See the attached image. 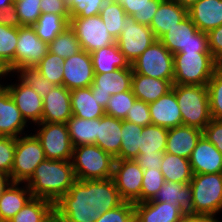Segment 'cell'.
Returning a JSON list of instances; mask_svg holds the SVG:
<instances>
[{
    "instance_id": "ba28073f",
    "label": "cell",
    "mask_w": 222,
    "mask_h": 222,
    "mask_svg": "<svg viewBox=\"0 0 222 222\" xmlns=\"http://www.w3.org/2000/svg\"><path fill=\"white\" fill-rule=\"evenodd\" d=\"M44 150L34 134L27 133L16 138L15 155L10 179L26 183L36 167L45 160Z\"/></svg>"
},
{
    "instance_id": "2e32d148",
    "label": "cell",
    "mask_w": 222,
    "mask_h": 222,
    "mask_svg": "<svg viewBox=\"0 0 222 222\" xmlns=\"http://www.w3.org/2000/svg\"><path fill=\"white\" fill-rule=\"evenodd\" d=\"M62 85L69 91L87 88L93 84L94 68L90 53L85 50L66 58L63 63Z\"/></svg>"
},
{
    "instance_id": "e575fe53",
    "label": "cell",
    "mask_w": 222,
    "mask_h": 222,
    "mask_svg": "<svg viewBox=\"0 0 222 222\" xmlns=\"http://www.w3.org/2000/svg\"><path fill=\"white\" fill-rule=\"evenodd\" d=\"M95 211L100 215L121 205V198L112 178L94 180Z\"/></svg>"
},
{
    "instance_id": "ffe728a7",
    "label": "cell",
    "mask_w": 222,
    "mask_h": 222,
    "mask_svg": "<svg viewBox=\"0 0 222 222\" xmlns=\"http://www.w3.org/2000/svg\"><path fill=\"white\" fill-rule=\"evenodd\" d=\"M27 122L6 87H0V136L17 138L25 135Z\"/></svg>"
},
{
    "instance_id": "91938a15",
    "label": "cell",
    "mask_w": 222,
    "mask_h": 222,
    "mask_svg": "<svg viewBox=\"0 0 222 222\" xmlns=\"http://www.w3.org/2000/svg\"><path fill=\"white\" fill-rule=\"evenodd\" d=\"M179 222H217V218L211 215L185 213Z\"/></svg>"
},
{
    "instance_id": "f546056e",
    "label": "cell",
    "mask_w": 222,
    "mask_h": 222,
    "mask_svg": "<svg viewBox=\"0 0 222 222\" xmlns=\"http://www.w3.org/2000/svg\"><path fill=\"white\" fill-rule=\"evenodd\" d=\"M72 115L82 119L101 118L104 108L93 97L90 87L70 91Z\"/></svg>"
},
{
    "instance_id": "d4e9b609",
    "label": "cell",
    "mask_w": 222,
    "mask_h": 222,
    "mask_svg": "<svg viewBox=\"0 0 222 222\" xmlns=\"http://www.w3.org/2000/svg\"><path fill=\"white\" fill-rule=\"evenodd\" d=\"M152 124L173 128L182 125V116L175 92L170 90L155 102L149 104Z\"/></svg>"
},
{
    "instance_id": "d6986e66",
    "label": "cell",
    "mask_w": 222,
    "mask_h": 222,
    "mask_svg": "<svg viewBox=\"0 0 222 222\" xmlns=\"http://www.w3.org/2000/svg\"><path fill=\"white\" fill-rule=\"evenodd\" d=\"M189 161L193 174L222 172V153L204 135L198 140Z\"/></svg>"
},
{
    "instance_id": "e0dca14e",
    "label": "cell",
    "mask_w": 222,
    "mask_h": 222,
    "mask_svg": "<svg viewBox=\"0 0 222 222\" xmlns=\"http://www.w3.org/2000/svg\"><path fill=\"white\" fill-rule=\"evenodd\" d=\"M16 84H8L5 87L9 91L16 106L26 122L30 120L35 125L41 123L43 113V99L30 86L19 78Z\"/></svg>"
},
{
    "instance_id": "f1b7e54d",
    "label": "cell",
    "mask_w": 222,
    "mask_h": 222,
    "mask_svg": "<svg viewBox=\"0 0 222 222\" xmlns=\"http://www.w3.org/2000/svg\"><path fill=\"white\" fill-rule=\"evenodd\" d=\"M192 196L190 183L165 181L155 197L150 201L178 205L184 212L192 213Z\"/></svg>"
},
{
    "instance_id": "484cf974",
    "label": "cell",
    "mask_w": 222,
    "mask_h": 222,
    "mask_svg": "<svg viewBox=\"0 0 222 222\" xmlns=\"http://www.w3.org/2000/svg\"><path fill=\"white\" fill-rule=\"evenodd\" d=\"M122 120L104 114L98 118L96 144L114 158L119 154L121 147Z\"/></svg>"
},
{
    "instance_id": "9c48e42d",
    "label": "cell",
    "mask_w": 222,
    "mask_h": 222,
    "mask_svg": "<svg viewBox=\"0 0 222 222\" xmlns=\"http://www.w3.org/2000/svg\"><path fill=\"white\" fill-rule=\"evenodd\" d=\"M173 54L157 39L131 63L133 73L147 77L174 79Z\"/></svg>"
},
{
    "instance_id": "603a6c76",
    "label": "cell",
    "mask_w": 222,
    "mask_h": 222,
    "mask_svg": "<svg viewBox=\"0 0 222 222\" xmlns=\"http://www.w3.org/2000/svg\"><path fill=\"white\" fill-rule=\"evenodd\" d=\"M202 135V130L183 124L169 128L165 152L189 159Z\"/></svg>"
},
{
    "instance_id": "4316f807",
    "label": "cell",
    "mask_w": 222,
    "mask_h": 222,
    "mask_svg": "<svg viewBox=\"0 0 222 222\" xmlns=\"http://www.w3.org/2000/svg\"><path fill=\"white\" fill-rule=\"evenodd\" d=\"M173 84L169 80L147 77L133 73L131 89L137 100L148 104L155 102L161 96L172 90Z\"/></svg>"
},
{
    "instance_id": "52a82bcc",
    "label": "cell",
    "mask_w": 222,
    "mask_h": 222,
    "mask_svg": "<svg viewBox=\"0 0 222 222\" xmlns=\"http://www.w3.org/2000/svg\"><path fill=\"white\" fill-rule=\"evenodd\" d=\"M159 40L173 55L210 53L207 33L200 31L189 16L168 30Z\"/></svg>"
},
{
    "instance_id": "5bb4252c",
    "label": "cell",
    "mask_w": 222,
    "mask_h": 222,
    "mask_svg": "<svg viewBox=\"0 0 222 222\" xmlns=\"http://www.w3.org/2000/svg\"><path fill=\"white\" fill-rule=\"evenodd\" d=\"M133 70L118 68L112 72L95 74L93 84L90 86L93 97L104 109L112 95L131 90Z\"/></svg>"
},
{
    "instance_id": "f5cc1de1",
    "label": "cell",
    "mask_w": 222,
    "mask_h": 222,
    "mask_svg": "<svg viewBox=\"0 0 222 222\" xmlns=\"http://www.w3.org/2000/svg\"><path fill=\"white\" fill-rule=\"evenodd\" d=\"M124 120L142 127L152 124L149 104L141 100H136Z\"/></svg>"
},
{
    "instance_id": "9a60e30c",
    "label": "cell",
    "mask_w": 222,
    "mask_h": 222,
    "mask_svg": "<svg viewBox=\"0 0 222 222\" xmlns=\"http://www.w3.org/2000/svg\"><path fill=\"white\" fill-rule=\"evenodd\" d=\"M47 52L48 44L37 36L32 26L19 27L14 72L25 66H36Z\"/></svg>"
},
{
    "instance_id": "1f68e13d",
    "label": "cell",
    "mask_w": 222,
    "mask_h": 222,
    "mask_svg": "<svg viewBox=\"0 0 222 222\" xmlns=\"http://www.w3.org/2000/svg\"><path fill=\"white\" fill-rule=\"evenodd\" d=\"M8 222H55L54 203L32 197Z\"/></svg>"
},
{
    "instance_id": "f35d334b",
    "label": "cell",
    "mask_w": 222,
    "mask_h": 222,
    "mask_svg": "<svg viewBox=\"0 0 222 222\" xmlns=\"http://www.w3.org/2000/svg\"><path fill=\"white\" fill-rule=\"evenodd\" d=\"M70 17H62L52 13L41 14L38 21L32 26L37 36L49 44L59 33L69 26Z\"/></svg>"
},
{
    "instance_id": "ac0fdd59",
    "label": "cell",
    "mask_w": 222,
    "mask_h": 222,
    "mask_svg": "<svg viewBox=\"0 0 222 222\" xmlns=\"http://www.w3.org/2000/svg\"><path fill=\"white\" fill-rule=\"evenodd\" d=\"M71 116L70 91L63 85H55L43 98L41 122L66 124Z\"/></svg>"
},
{
    "instance_id": "83f0119b",
    "label": "cell",
    "mask_w": 222,
    "mask_h": 222,
    "mask_svg": "<svg viewBox=\"0 0 222 222\" xmlns=\"http://www.w3.org/2000/svg\"><path fill=\"white\" fill-rule=\"evenodd\" d=\"M23 183L11 182L0 198V220L8 222L13 218L33 197L29 187ZM25 186V187H24Z\"/></svg>"
},
{
    "instance_id": "9f6ffc18",
    "label": "cell",
    "mask_w": 222,
    "mask_h": 222,
    "mask_svg": "<svg viewBox=\"0 0 222 222\" xmlns=\"http://www.w3.org/2000/svg\"><path fill=\"white\" fill-rule=\"evenodd\" d=\"M41 13H52L62 17H70L67 6L63 0H40Z\"/></svg>"
},
{
    "instance_id": "8992f818",
    "label": "cell",
    "mask_w": 222,
    "mask_h": 222,
    "mask_svg": "<svg viewBox=\"0 0 222 222\" xmlns=\"http://www.w3.org/2000/svg\"><path fill=\"white\" fill-rule=\"evenodd\" d=\"M192 214L214 216L222 211V172L193 174Z\"/></svg>"
},
{
    "instance_id": "94428289",
    "label": "cell",
    "mask_w": 222,
    "mask_h": 222,
    "mask_svg": "<svg viewBox=\"0 0 222 222\" xmlns=\"http://www.w3.org/2000/svg\"><path fill=\"white\" fill-rule=\"evenodd\" d=\"M14 73L9 65L3 58L0 57V79L2 80V77L6 78V75ZM0 87H5V85L0 83Z\"/></svg>"
},
{
    "instance_id": "be15d7a7",
    "label": "cell",
    "mask_w": 222,
    "mask_h": 222,
    "mask_svg": "<svg viewBox=\"0 0 222 222\" xmlns=\"http://www.w3.org/2000/svg\"><path fill=\"white\" fill-rule=\"evenodd\" d=\"M10 5H14V0H0V10Z\"/></svg>"
},
{
    "instance_id": "ab89813d",
    "label": "cell",
    "mask_w": 222,
    "mask_h": 222,
    "mask_svg": "<svg viewBox=\"0 0 222 222\" xmlns=\"http://www.w3.org/2000/svg\"><path fill=\"white\" fill-rule=\"evenodd\" d=\"M48 51L64 59L81 51L79 40L70 25L48 44Z\"/></svg>"
},
{
    "instance_id": "4dcf8cb0",
    "label": "cell",
    "mask_w": 222,
    "mask_h": 222,
    "mask_svg": "<svg viewBox=\"0 0 222 222\" xmlns=\"http://www.w3.org/2000/svg\"><path fill=\"white\" fill-rule=\"evenodd\" d=\"M90 55L94 74L112 72L118 68H129L131 66L116 43L96 49Z\"/></svg>"
},
{
    "instance_id": "bcb514c9",
    "label": "cell",
    "mask_w": 222,
    "mask_h": 222,
    "mask_svg": "<svg viewBox=\"0 0 222 222\" xmlns=\"http://www.w3.org/2000/svg\"><path fill=\"white\" fill-rule=\"evenodd\" d=\"M18 40V28L0 24V57L9 63L14 72V57Z\"/></svg>"
},
{
    "instance_id": "7bdbcfd3",
    "label": "cell",
    "mask_w": 222,
    "mask_h": 222,
    "mask_svg": "<svg viewBox=\"0 0 222 222\" xmlns=\"http://www.w3.org/2000/svg\"><path fill=\"white\" fill-rule=\"evenodd\" d=\"M64 61V58L48 51L35 67L39 70L40 74L51 83L54 85H62Z\"/></svg>"
},
{
    "instance_id": "8fae6325",
    "label": "cell",
    "mask_w": 222,
    "mask_h": 222,
    "mask_svg": "<svg viewBox=\"0 0 222 222\" xmlns=\"http://www.w3.org/2000/svg\"><path fill=\"white\" fill-rule=\"evenodd\" d=\"M69 25L79 40L81 50L88 53L116 43L99 14L88 18H70Z\"/></svg>"
},
{
    "instance_id": "f6af8a7d",
    "label": "cell",
    "mask_w": 222,
    "mask_h": 222,
    "mask_svg": "<svg viewBox=\"0 0 222 222\" xmlns=\"http://www.w3.org/2000/svg\"><path fill=\"white\" fill-rule=\"evenodd\" d=\"M136 100L137 99L133 94L132 89L112 95L104 109L105 114L124 120L129 109H131V106Z\"/></svg>"
},
{
    "instance_id": "6125c7cd",
    "label": "cell",
    "mask_w": 222,
    "mask_h": 222,
    "mask_svg": "<svg viewBox=\"0 0 222 222\" xmlns=\"http://www.w3.org/2000/svg\"><path fill=\"white\" fill-rule=\"evenodd\" d=\"M11 179L8 175L0 173V198L2 197V194L4 190L7 188V186L11 183Z\"/></svg>"
},
{
    "instance_id": "d590c367",
    "label": "cell",
    "mask_w": 222,
    "mask_h": 222,
    "mask_svg": "<svg viewBox=\"0 0 222 222\" xmlns=\"http://www.w3.org/2000/svg\"><path fill=\"white\" fill-rule=\"evenodd\" d=\"M123 7L128 17L136 22L150 26L152 18L162 0H110Z\"/></svg>"
},
{
    "instance_id": "03108f58",
    "label": "cell",
    "mask_w": 222,
    "mask_h": 222,
    "mask_svg": "<svg viewBox=\"0 0 222 222\" xmlns=\"http://www.w3.org/2000/svg\"><path fill=\"white\" fill-rule=\"evenodd\" d=\"M73 0H63V3L68 7Z\"/></svg>"
},
{
    "instance_id": "30bf717a",
    "label": "cell",
    "mask_w": 222,
    "mask_h": 222,
    "mask_svg": "<svg viewBox=\"0 0 222 222\" xmlns=\"http://www.w3.org/2000/svg\"><path fill=\"white\" fill-rule=\"evenodd\" d=\"M34 134L44 150L46 159L71 161L73 146L65 123L41 122Z\"/></svg>"
},
{
    "instance_id": "6da1fadb",
    "label": "cell",
    "mask_w": 222,
    "mask_h": 222,
    "mask_svg": "<svg viewBox=\"0 0 222 222\" xmlns=\"http://www.w3.org/2000/svg\"><path fill=\"white\" fill-rule=\"evenodd\" d=\"M76 181L71 161L45 159L26 182L33 197L47 199L54 204Z\"/></svg>"
},
{
    "instance_id": "ee69618b",
    "label": "cell",
    "mask_w": 222,
    "mask_h": 222,
    "mask_svg": "<svg viewBox=\"0 0 222 222\" xmlns=\"http://www.w3.org/2000/svg\"><path fill=\"white\" fill-rule=\"evenodd\" d=\"M210 114L212 119L222 120V65H220L207 83Z\"/></svg>"
},
{
    "instance_id": "8d00e7d4",
    "label": "cell",
    "mask_w": 222,
    "mask_h": 222,
    "mask_svg": "<svg viewBox=\"0 0 222 222\" xmlns=\"http://www.w3.org/2000/svg\"><path fill=\"white\" fill-rule=\"evenodd\" d=\"M142 130V126L122 120V142L120 152L115 159L130 160L135 159L139 155L140 135Z\"/></svg>"
},
{
    "instance_id": "7402d4cb",
    "label": "cell",
    "mask_w": 222,
    "mask_h": 222,
    "mask_svg": "<svg viewBox=\"0 0 222 222\" xmlns=\"http://www.w3.org/2000/svg\"><path fill=\"white\" fill-rule=\"evenodd\" d=\"M188 16L200 31L208 33L222 25V0H198L188 7Z\"/></svg>"
},
{
    "instance_id": "74e56055",
    "label": "cell",
    "mask_w": 222,
    "mask_h": 222,
    "mask_svg": "<svg viewBox=\"0 0 222 222\" xmlns=\"http://www.w3.org/2000/svg\"><path fill=\"white\" fill-rule=\"evenodd\" d=\"M168 128L149 124L140 135L139 153L158 154L165 152Z\"/></svg>"
},
{
    "instance_id": "816d5d0a",
    "label": "cell",
    "mask_w": 222,
    "mask_h": 222,
    "mask_svg": "<svg viewBox=\"0 0 222 222\" xmlns=\"http://www.w3.org/2000/svg\"><path fill=\"white\" fill-rule=\"evenodd\" d=\"M16 138L0 136V173L10 177L14 155H15Z\"/></svg>"
},
{
    "instance_id": "f907efd6",
    "label": "cell",
    "mask_w": 222,
    "mask_h": 222,
    "mask_svg": "<svg viewBox=\"0 0 222 222\" xmlns=\"http://www.w3.org/2000/svg\"><path fill=\"white\" fill-rule=\"evenodd\" d=\"M95 222H135L134 203L124 201L118 207L101 214Z\"/></svg>"
},
{
    "instance_id": "836d02e7",
    "label": "cell",
    "mask_w": 222,
    "mask_h": 222,
    "mask_svg": "<svg viewBox=\"0 0 222 222\" xmlns=\"http://www.w3.org/2000/svg\"><path fill=\"white\" fill-rule=\"evenodd\" d=\"M66 125L73 147L96 144L98 118L82 119L72 115Z\"/></svg>"
},
{
    "instance_id": "e7e4bbea",
    "label": "cell",
    "mask_w": 222,
    "mask_h": 222,
    "mask_svg": "<svg viewBox=\"0 0 222 222\" xmlns=\"http://www.w3.org/2000/svg\"><path fill=\"white\" fill-rule=\"evenodd\" d=\"M175 1L179 2L181 5L188 8L190 5H192L194 2H197L198 0H175Z\"/></svg>"
},
{
    "instance_id": "7a4b0ae2",
    "label": "cell",
    "mask_w": 222,
    "mask_h": 222,
    "mask_svg": "<svg viewBox=\"0 0 222 222\" xmlns=\"http://www.w3.org/2000/svg\"><path fill=\"white\" fill-rule=\"evenodd\" d=\"M55 222H95L94 180H76L54 204Z\"/></svg>"
},
{
    "instance_id": "680465c9",
    "label": "cell",
    "mask_w": 222,
    "mask_h": 222,
    "mask_svg": "<svg viewBox=\"0 0 222 222\" xmlns=\"http://www.w3.org/2000/svg\"><path fill=\"white\" fill-rule=\"evenodd\" d=\"M0 24L7 27L17 28L23 26L14 5H10L3 10H0Z\"/></svg>"
},
{
    "instance_id": "11a10c76",
    "label": "cell",
    "mask_w": 222,
    "mask_h": 222,
    "mask_svg": "<svg viewBox=\"0 0 222 222\" xmlns=\"http://www.w3.org/2000/svg\"><path fill=\"white\" fill-rule=\"evenodd\" d=\"M207 35L210 53L222 65V25L209 31Z\"/></svg>"
},
{
    "instance_id": "b9f144b4",
    "label": "cell",
    "mask_w": 222,
    "mask_h": 222,
    "mask_svg": "<svg viewBox=\"0 0 222 222\" xmlns=\"http://www.w3.org/2000/svg\"><path fill=\"white\" fill-rule=\"evenodd\" d=\"M17 77L26 85L30 86L43 99L55 86L35 66H25L15 71ZM20 74V75H19Z\"/></svg>"
},
{
    "instance_id": "7c38bea8",
    "label": "cell",
    "mask_w": 222,
    "mask_h": 222,
    "mask_svg": "<svg viewBox=\"0 0 222 222\" xmlns=\"http://www.w3.org/2000/svg\"><path fill=\"white\" fill-rule=\"evenodd\" d=\"M155 40L152 29L128 17L122 24V31L116 39L119 50L129 63H133Z\"/></svg>"
},
{
    "instance_id": "60d3db41",
    "label": "cell",
    "mask_w": 222,
    "mask_h": 222,
    "mask_svg": "<svg viewBox=\"0 0 222 222\" xmlns=\"http://www.w3.org/2000/svg\"><path fill=\"white\" fill-rule=\"evenodd\" d=\"M99 15L103 20L107 31L116 40L122 31V24L128 18L123 7L118 3L108 0L101 8Z\"/></svg>"
},
{
    "instance_id": "c3c4849f",
    "label": "cell",
    "mask_w": 222,
    "mask_h": 222,
    "mask_svg": "<svg viewBox=\"0 0 222 222\" xmlns=\"http://www.w3.org/2000/svg\"><path fill=\"white\" fill-rule=\"evenodd\" d=\"M40 0H16L14 6L23 26H33L41 16Z\"/></svg>"
},
{
    "instance_id": "7dc6e473",
    "label": "cell",
    "mask_w": 222,
    "mask_h": 222,
    "mask_svg": "<svg viewBox=\"0 0 222 222\" xmlns=\"http://www.w3.org/2000/svg\"><path fill=\"white\" fill-rule=\"evenodd\" d=\"M165 182L161 170H143V181L141 188V203L152 200Z\"/></svg>"
},
{
    "instance_id": "3957f363",
    "label": "cell",
    "mask_w": 222,
    "mask_h": 222,
    "mask_svg": "<svg viewBox=\"0 0 222 222\" xmlns=\"http://www.w3.org/2000/svg\"><path fill=\"white\" fill-rule=\"evenodd\" d=\"M172 90L180 108L182 124L203 131L212 119L207 85L173 84Z\"/></svg>"
},
{
    "instance_id": "d6a6232c",
    "label": "cell",
    "mask_w": 222,
    "mask_h": 222,
    "mask_svg": "<svg viewBox=\"0 0 222 222\" xmlns=\"http://www.w3.org/2000/svg\"><path fill=\"white\" fill-rule=\"evenodd\" d=\"M165 181L190 183L193 172L189 159L164 152L160 168Z\"/></svg>"
},
{
    "instance_id": "44dd1931",
    "label": "cell",
    "mask_w": 222,
    "mask_h": 222,
    "mask_svg": "<svg viewBox=\"0 0 222 222\" xmlns=\"http://www.w3.org/2000/svg\"><path fill=\"white\" fill-rule=\"evenodd\" d=\"M135 222H179L184 212L178 205L146 201L134 203Z\"/></svg>"
},
{
    "instance_id": "277c9868",
    "label": "cell",
    "mask_w": 222,
    "mask_h": 222,
    "mask_svg": "<svg viewBox=\"0 0 222 222\" xmlns=\"http://www.w3.org/2000/svg\"><path fill=\"white\" fill-rule=\"evenodd\" d=\"M72 165L76 180L112 178L115 158L95 144L73 147Z\"/></svg>"
},
{
    "instance_id": "6f0895ef",
    "label": "cell",
    "mask_w": 222,
    "mask_h": 222,
    "mask_svg": "<svg viewBox=\"0 0 222 222\" xmlns=\"http://www.w3.org/2000/svg\"><path fill=\"white\" fill-rule=\"evenodd\" d=\"M163 156H164V152H161L158 154L139 153V155L135 158V161L139 164V166L143 170L145 169L160 170Z\"/></svg>"
},
{
    "instance_id": "681fc988",
    "label": "cell",
    "mask_w": 222,
    "mask_h": 222,
    "mask_svg": "<svg viewBox=\"0 0 222 222\" xmlns=\"http://www.w3.org/2000/svg\"><path fill=\"white\" fill-rule=\"evenodd\" d=\"M108 0H73L67 7L70 18L84 17L98 15L101 8Z\"/></svg>"
},
{
    "instance_id": "db71d44e",
    "label": "cell",
    "mask_w": 222,
    "mask_h": 222,
    "mask_svg": "<svg viewBox=\"0 0 222 222\" xmlns=\"http://www.w3.org/2000/svg\"><path fill=\"white\" fill-rule=\"evenodd\" d=\"M203 135L222 153V120L211 119Z\"/></svg>"
},
{
    "instance_id": "cb8c5ba5",
    "label": "cell",
    "mask_w": 222,
    "mask_h": 222,
    "mask_svg": "<svg viewBox=\"0 0 222 222\" xmlns=\"http://www.w3.org/2000/svg\"><path fill=\"white\" fill-rule=\"evenodd\" d=\"M187 16V7L175 0H162L149 27L152 29L155 38L159 39Z\"/></svg>"
},
{
    "instance_id": "5b68a950",
    "label": "cell",
    "mask_w": 222,
    "mask_h": 222,
    "mask_svg": "<svg viewBox=\"0 0 222 222\" xmlns=\"http://www.w3.org/2000/svg\"><path fill=\"white\" fill-rule=\"evenodd\" d=\"M173 63V84L182 85H207L220 66L211 53H177Z\"/></svg>"
},
{
    "instance_id": "4fadbf2b",
    "label": "cell",
    "mask_w": 222,
    "mask_h": 222,
    "mask_svg": "<svg viewBox=\"0 0 222 222\" xmlns=\"http://www.w3.org/2000/svg\"><path fill=\"white\" fill-rule=\"evenodd\" d=\"M112 179L124 201L141 203L143 169L135 159H115Z\"/></svg>"
}]
</instances>
